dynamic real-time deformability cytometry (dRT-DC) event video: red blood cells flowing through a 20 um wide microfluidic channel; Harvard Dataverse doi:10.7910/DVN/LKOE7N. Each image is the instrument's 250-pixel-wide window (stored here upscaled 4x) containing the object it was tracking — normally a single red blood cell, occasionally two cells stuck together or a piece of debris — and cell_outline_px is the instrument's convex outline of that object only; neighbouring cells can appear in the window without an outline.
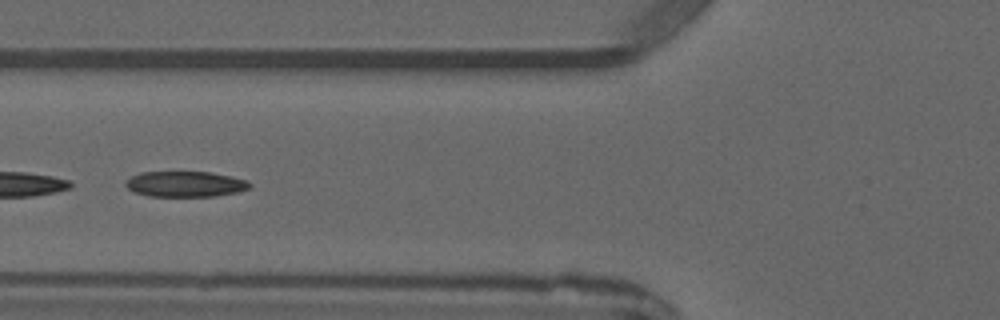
{"species": "common noctule bat (a hibernating species)", "species_latin": "Nyctalus noctula", "temperature_condition": "warm", "stored_images_in_passage": 6, "camera_frame_rate_fps": 3000, "um_per_image_px": 0.085, "animal": {"sex": "male", "forearm_length_mm": 52.5}, "frame": {"image": 1, "passage_image": 5, "time_ms": 4.667, "image_size_px": [1000, 320], "cell_outline_px": [[252, 188], [236, 192], [216, 196], [148, 196], [136, 192], [128, 188], [124, 184], [132, 176], [140, 172], [212, 172], [232, 176], [248, 180], [252, 184]], "centroid_in_image_um": [15.81, 15.64], "position_along_channel_um": 110.0, "area_um2": 18.55}}
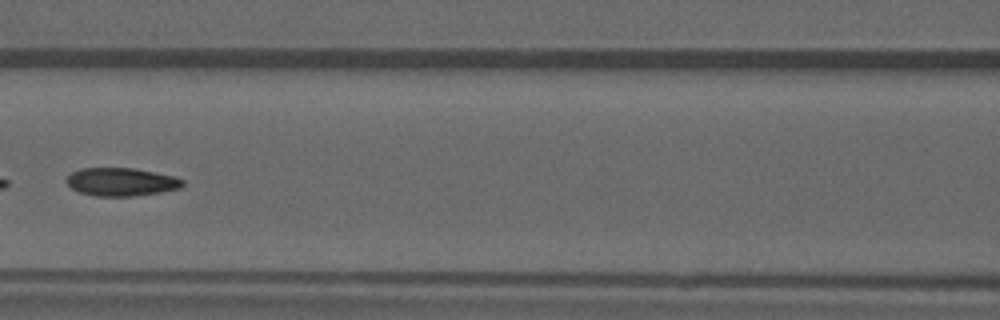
{"frame": {"image": 2, "passage_image": 6, "time_ms": 5.667, "image_size_px": [1000, 320], "cell_outline_px": [[184, 184], [180, 188], [160, 192], [132, 196], [96, 196], [80, 192], [72, 188], [64, 180], [72, 172], [80, 168], [136, 168], [176, 176], [184, 180]], "centroid_in_image_um": [10.32, 15.45], "position_along_channel_um": 156.3, "area_um2": 19.13}}